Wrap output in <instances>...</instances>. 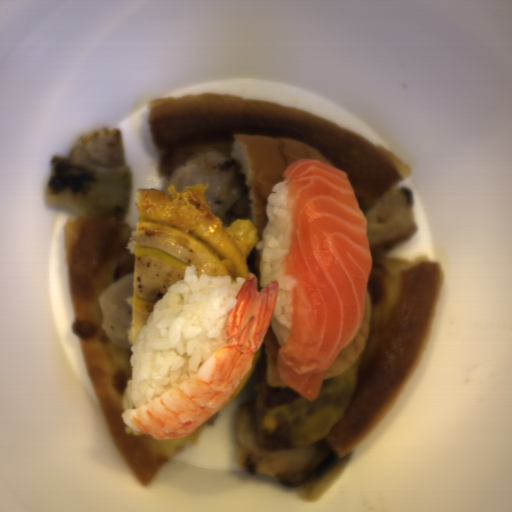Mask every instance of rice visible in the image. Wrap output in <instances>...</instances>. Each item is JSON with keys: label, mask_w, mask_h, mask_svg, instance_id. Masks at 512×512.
Instances as JSON below:
<instances>
[{"label": "rice", "mask_w": 512, "mask_h": 512, "mask_svg": "<svg viewBox=\"0 0 512 512\" xmlns=\"http://www.w3.org/2000/svg\"><path fill=\"white\" fill-rule=\"evenodd\" d=\"M245 279L198 276L195 264L186 266L182 280L153 304L130 346L131 379L120 400L123 412L140 408L195 376L228 343V318Z\"/></svg>", "instance_id": "1"}, {"label": "rice", "mask_w": 512, "mask_h": 512, "mask_svg": "<svg viewBox=\"0 0 512 512\" xmlns=\"http://www.w3.org/2000/svg\"><path fill=\"white\" fill-rule=\"evenodd\" d=\"M287 181L286 177L271 187L265 206L268 220L263 228L261 240L254 246V249L260 253V291L271 281H278L277 300L270 325L280 348L290 334L292 307L289 291L297 283L284 275L281 268L287 253L290 231Z\"/></svg>", "instance_id": "2"}, {"label": "rice", "mask_w": 512, "mask_h": 512, "mask_svg": "<svg viewBox=\"0 0 512 512\" xmlns=\"http://www.w3.org/2000/svg\"><path fill=\"white\" fill-rule=\"evenodd\" d=\"M124 432H125L126 434H131V433H132V434H133V436H140V435L144 434V433H140V432H138V431H136V430L132 429V428H131V427H129L128 425H127L126 427H124Z\"/></svg>", "instance_id": "3"}]
</instances>
